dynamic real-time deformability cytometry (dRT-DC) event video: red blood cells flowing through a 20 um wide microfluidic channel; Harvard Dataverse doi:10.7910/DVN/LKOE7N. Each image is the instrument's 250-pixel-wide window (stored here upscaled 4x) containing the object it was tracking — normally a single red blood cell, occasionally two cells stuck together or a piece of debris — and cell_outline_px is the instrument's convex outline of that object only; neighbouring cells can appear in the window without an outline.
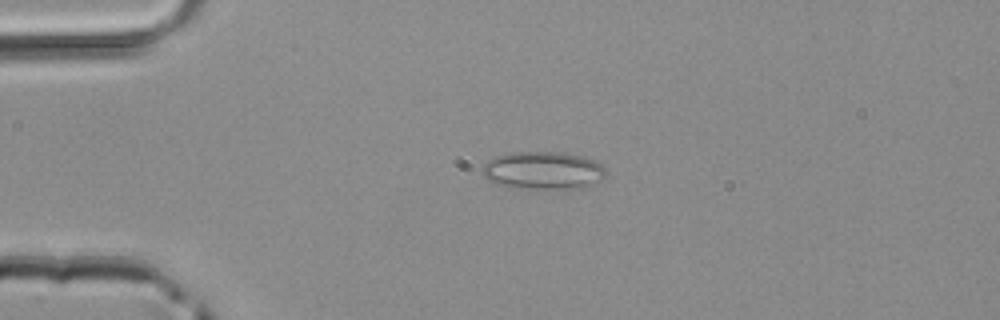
{"species": "common noctule bat (a hibernating species)", "species_latin": "Nyctalus noctula", "temperature_condition": "room temperature", "stored_images_in_passage": 47, "camera_frame_rate_fps": 3000, "um_per_image_px": 0.085, "animal": {"sex": "male", "body_mass_g": 20.4}, "frame": {"image": 1, "passage_image": 11, "time_ms": 3.333, "image_size_px": [1000, 320], "cell_outline_px": [[604, 176], [600, 180], [584, 188], [504, 188], [484, 180], [484, 164], [488, 160], [496, 156], [512, 152], [564, 152], [596, 160], [604, 164]], "centroid_in_image_um": [46.13, 14.5], "position_along_channel_um": 38.9, "area_um2": 27.51}}
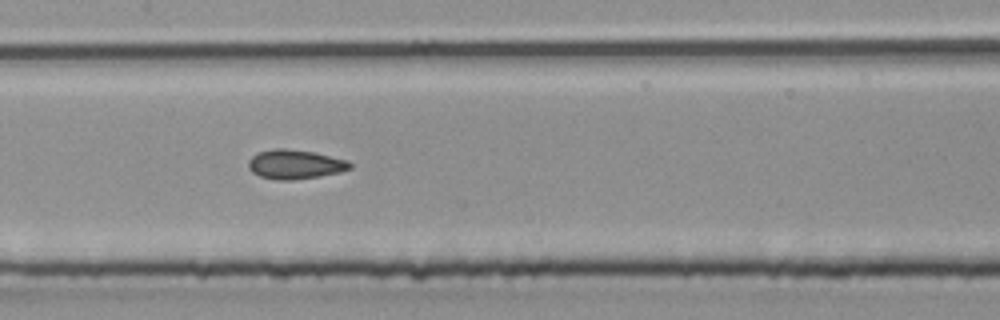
{"frame": {"image": 2, "passage_image": 23, "time_ms": 7.333, "image_size_px": [1000, 320], "cell_outline_px": [[352, 168], [340, 172], [292, 180], [280, 180], [260, 176], [252, 172], [248, 168], [248, 160], [256, 152], [276, 148], [284, 148], [312, 152], [348, 160], [352, 164]], "centroid_in_image_um": [25.05, 13.96], "position_along_channel_um": 182.3, "area_um2": 17.22}}
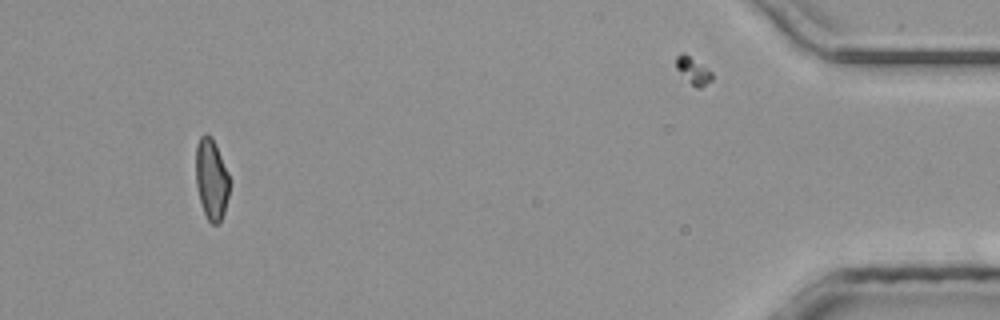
{"frame": {"image": 3, "passage_image": 44, "time_ms": 14.333, "image_size_px": [1000, 320], "cell_outline_px": [[228, 196], [224, 212], [220, 220], [216, 224], [212, 224], [208, 220], [204, 212], [200, 200], [196, 184], [196, 144], [200, 136], [212, 136], [228, 172]], "centroid_in_image_um": [17.96, 15.22], "position_along_channel_um": 417.2, "area_um2": 15.55}}